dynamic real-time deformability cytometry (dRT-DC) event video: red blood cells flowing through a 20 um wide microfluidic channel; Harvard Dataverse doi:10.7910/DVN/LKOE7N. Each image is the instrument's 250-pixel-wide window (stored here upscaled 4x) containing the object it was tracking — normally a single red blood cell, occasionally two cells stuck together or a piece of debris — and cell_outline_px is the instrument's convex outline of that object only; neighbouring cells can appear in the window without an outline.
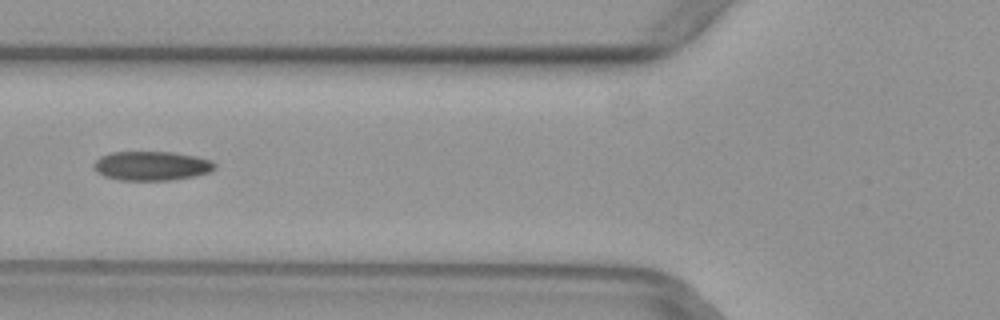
{"species": "common noctule bat (a hibernating species)", "species_latin": "Nyctalus noctula", "temperature_condition": "warm", "stored_images_in_passage": 44, "camera_frame_rate_fps": 3000, "um_per_image_px": 0.085, "animal": {"sex": "female", "body_mass_g": 29.2, "forearm_length_mm": 56.3}, "frame": {"image": 1, "passage_image": 13, "time_ms": 4.0, "image_size_px": [1000, 320], "cell_outline_px": [[216, 168], [208, 172], [192, 176], [172, 180], [120, 180], [104, 176], [96, 172], [96, 160], [100, 156], [112, 152], [172, 152], [196, 156], [212, 160], [216, 164]], "centroid_in_image_um": [12.91, 14.09], "position_along_channel_um": 112.9, "area_um2": 20.46}}
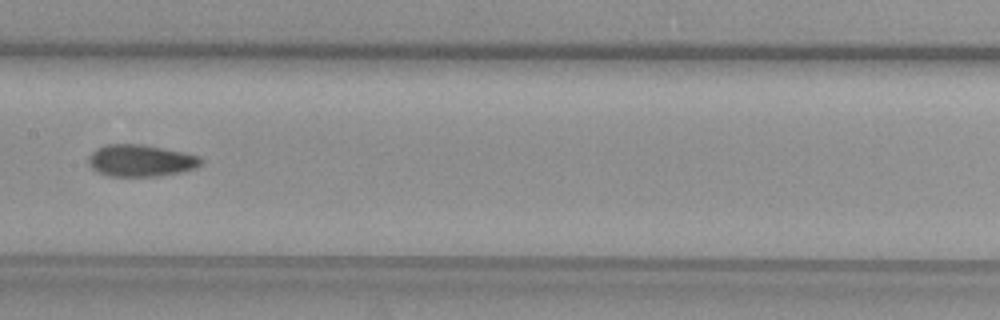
{"frame": {"image": 2, "passage_image": 19, "time_ms": 6.0, "image_size_px": [1000, 320], "cell_outline_px": [[204, 164], [196, 168], [180, 172], [156, 176], [108, 176], [92, 168], [88, 164], [88, 156], [96, 148], [108, 144], [140, 144], [184, 152], [200, 156], [204, 160]], "centroid_in_image_um": [11.99, 13.65], "position_along_channel_um": 195.4, "area_um2": 20.98}}
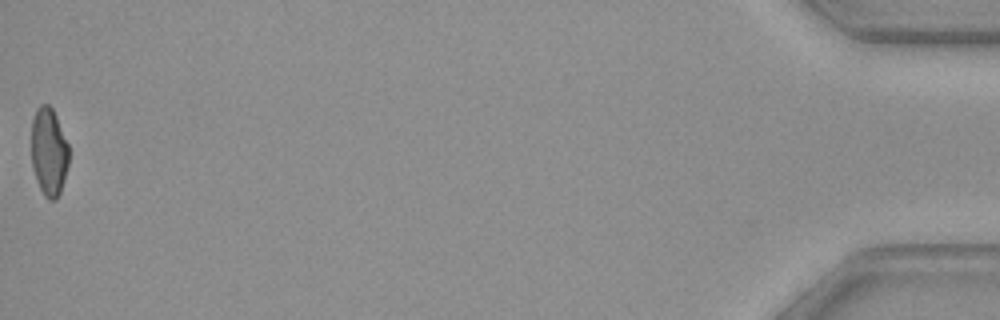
{"frame": {"image": 3, "passage_image": 44, "time_ms": 14.333, "image_size_px": [1000, 320], "cell_outline_px": [[68, 164], [60, 192], [56, 200], [48, 200], [44, 196], [36, 180], [32, 168], [32, 120], [36, 108], [40, 104], [48, 104], [52, 108], [56, 116], [68, 144]], "centroid_in_image_um": [4.14, 12.9], "position_along_channel_um": 431.1, "area_um2": 19.19}}